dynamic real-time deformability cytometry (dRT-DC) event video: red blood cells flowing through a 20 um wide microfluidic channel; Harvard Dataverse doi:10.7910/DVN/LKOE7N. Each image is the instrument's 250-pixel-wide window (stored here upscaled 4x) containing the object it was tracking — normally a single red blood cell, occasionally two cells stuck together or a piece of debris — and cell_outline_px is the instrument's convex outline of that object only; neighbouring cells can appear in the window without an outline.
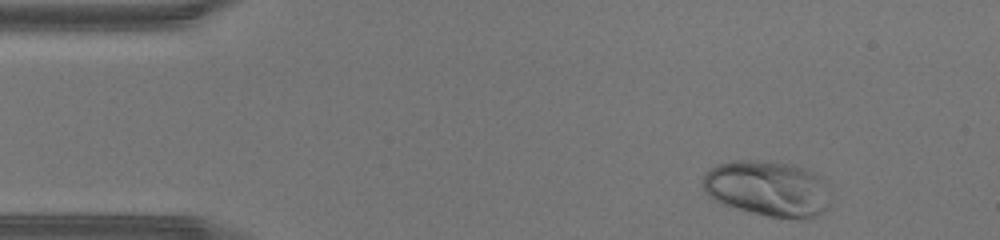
{"species": "human", "species_latin": "Homo sapiens", "temperature_condition": "warm", "stored_images_in_passage": 34, "camera_frame_rate_fps": 3000, "um_per_image_px": 0.085, "donor": {"sex": "male"}, "frame": {"image": 1, "passage_image": 2, "time_ms": 0.333, "image_size_px": [1000, 240], "cell_outline_px": [[832, 196], [828, 208], [824, 212], [816, 216], [804, 220], [768, 216], [752, 212], [724, 204], [708, 196], [704, 188], [704, 172], [708, 168], [716, 164], [736, 160], [756, 160], [792, 164], [816, 172], [828, 180], [832, 184]], "centroid_in_image_um": [65.38, 16.02], "position_along_channel_um": 19.6, "area_um2": 42.54}}
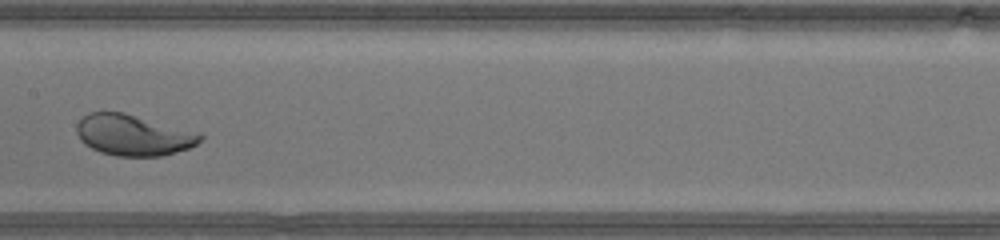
{"frame": {"image": 2, "passage_image": 19, "time_ms": 6.0, "image_size_px": [1000, 240], "cell_outline_px": [[204, 136], [196, 144], [188, 148], [164, 156], [116, 156], [100, 152], [84, 144], [80, 140], [76, 132], [76, 124], [88, 112], [124, 112], [204, 132]], "centroid_in_image_um": [11.38, 11.47], "position_along_channel_um": 196.0, "area_um2": 30.06}}
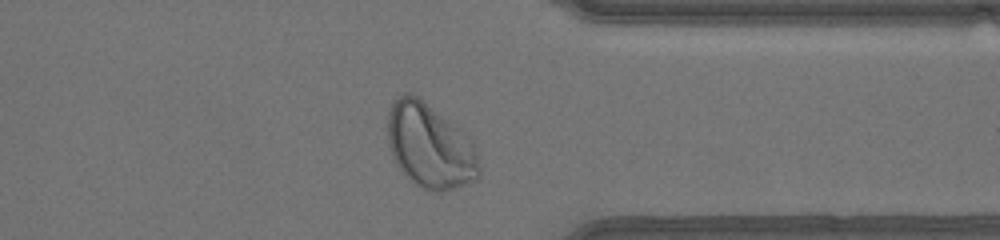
{"frame": {"image": 3, "passage_image": 31, "time_ms": 10.0, "image_size_px": [1000, 240], "cell_outline_px": [[480, 176], [476, 180], [452, 188], [436, 192], [424, 188], [416, 184], [396, 164], [392, 156], [388, 144], [388, 108], [392, 100], [404, 92], [408, 92], [416, 96], [460, 128], [472, 140], [476, 152], [480, 168]], "centroid_in_image_um": [36.53, 12.38], "position_along_channel_um": 374.9, "area_um2": 44.85}}